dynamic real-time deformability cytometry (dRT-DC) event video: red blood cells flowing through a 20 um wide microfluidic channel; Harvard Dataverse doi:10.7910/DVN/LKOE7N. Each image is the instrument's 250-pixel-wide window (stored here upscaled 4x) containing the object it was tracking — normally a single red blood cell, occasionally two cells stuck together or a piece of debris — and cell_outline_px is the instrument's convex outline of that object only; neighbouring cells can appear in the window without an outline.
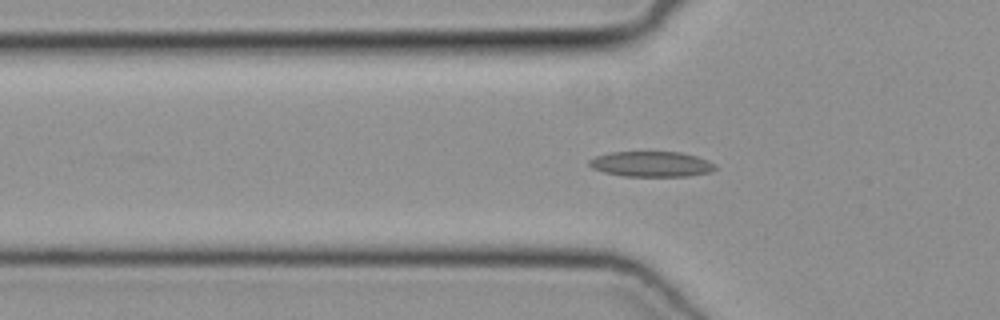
{"species": "common noctule bat (a hibernating species)", "species_latin": "Nyctalus noctula", "temperature_condition": "cold", "stored_images_in_passage": 44, "camera_frame_rate_fps": 3000, "um_per_image_px": 0.085, "animal": {"sex": "female", "body_mass_g": 19.3, "forearm_length_mm": 54.1}, "frame": {"image": 1, "passage_image": 10, "time_ms": 3.0, "image_size_px": [1000, 320], "cell_outline_px": [[716, 168], [712, 172], [688, 176], [624, 176], [604, 172], [592, 168], [588, 164], [588, 160], [596, 156], [612, 152], [680, 152], [696, 156], [708, 160], [716, 164]], "centroid_in_image_um": [55.38, 13.95], "position_along_channel_um": 70.4, "area_um2": 18.67}}
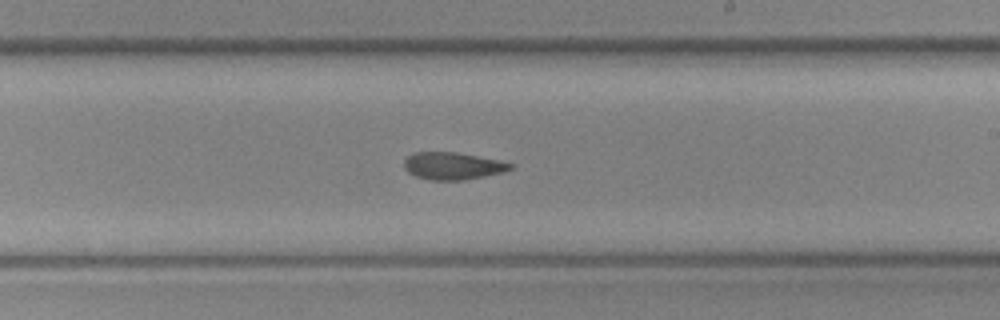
{"frame": {"image": 2, "passage_image": 23, "time_ms": 7.333, "image_size_px": [1000, 320], "cell_outline_px": [[516, 164], [512, 168], [504, 172], [464, 180], [428, 180], [416, 176], [408, 172], [404, 168], [404, 160], [408, 156], [416, 152], [456, 152], [500, 160]], "centroid_in_image_um": [38.5, 14.1], "position_along_channel_um": 250.5, "area_um2": 16.99}}
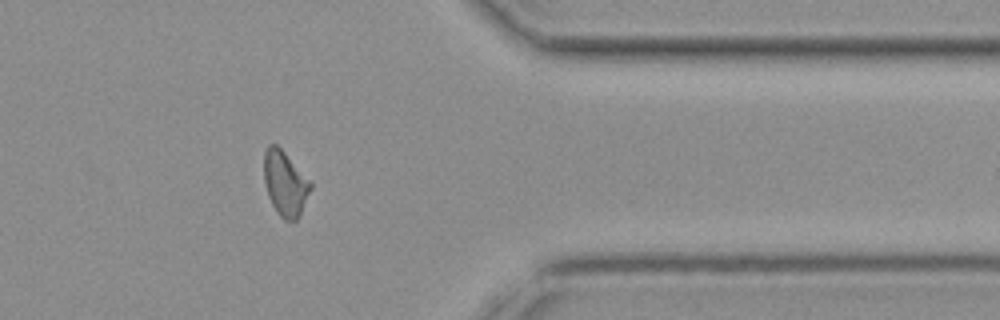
{"frame": {"image": 3, "passage_image": 34, "time_ms": 11.0, "image_size_px": [1000, 320], "cell_outline_px": [[312, 188], [300, 216], [296, 220], [284, 220], [276, 212], [268, 196], [264, 180], [264, 152], [268, 144], [276, 144], [284, 152], [312, 184]], "centroid_in_image_um": [24.22, 15.62], "position_along_channel_um": 387.2, "area_um2": 17.46}}